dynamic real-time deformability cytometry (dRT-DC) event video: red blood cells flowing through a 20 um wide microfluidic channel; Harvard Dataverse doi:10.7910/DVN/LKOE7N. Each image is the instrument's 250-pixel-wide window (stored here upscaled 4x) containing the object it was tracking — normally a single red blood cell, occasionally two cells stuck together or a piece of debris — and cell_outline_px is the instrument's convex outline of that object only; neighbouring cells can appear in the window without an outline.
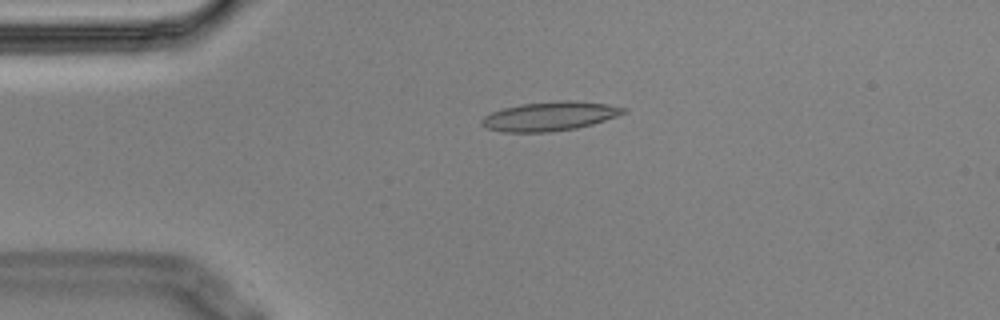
{"species": "Egyptian fruit bat (a non-hibernating species)", "species_latin": "Rousettus aegyptiacus", "temperature_condition": "cold", "stored_images_in_passage": 4, "camera_frame_rate_fps": 3000, "um_per_image_px": 0.085, "animal": {"sex": "male"}, "frame": {"image": 1, "passage_image": 2, "time_ms": 0.333, "image_size_px": [1000, 320], "cell_outline_px": [[628, 112], [592, 124], [576, 128], [548, 132], [504, 132], [488, 128], [480, 124], [480, 120], [484, 116], [492, 112], [504, 108], [520, 104], [560, 100], [572, 100], [608, 104], [628, 108]], "centroid_in_image_um": [46.74, 9.87], "position_along_channel_um": 38.3, "area_um2": 24.04}}